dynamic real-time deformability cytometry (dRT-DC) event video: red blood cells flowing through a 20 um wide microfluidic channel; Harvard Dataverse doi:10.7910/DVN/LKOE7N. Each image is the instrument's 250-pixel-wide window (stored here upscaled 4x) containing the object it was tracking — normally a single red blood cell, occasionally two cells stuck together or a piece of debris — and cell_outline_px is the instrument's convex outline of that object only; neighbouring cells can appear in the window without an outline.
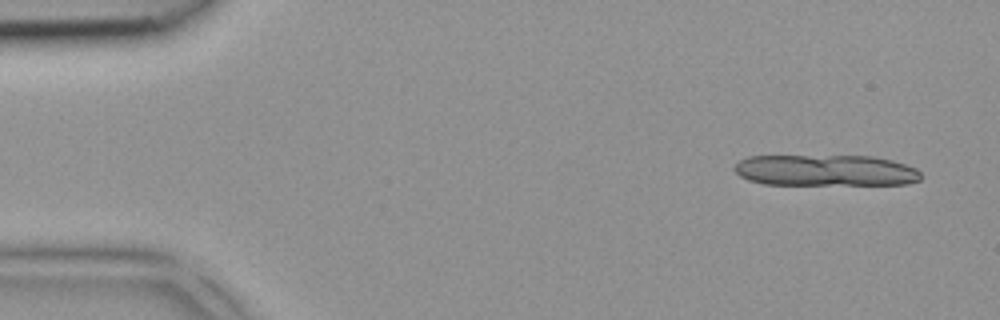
{"species": "common noctule bat (a hibernating species)", "species_latin": "Nyctalus noctula", "temperature_condition": "room temperature", "stored_images_in_passage": 3, "camera_frame_rate_fps": 3000, "um_per_image_px": 0.085, "animal": {"sex": "female", "body_mass_g": 18.4}, "frame": {"image": 1, "passage_image": 1, "time_ms": 0.0, "image_size_px": [1000, 320], "cell_outline_px": [[924, 176], [920, 180], [908, 184], [764, 184], [748, 180], [740, 176], [732, 168], [740, 160], [748, 156], [872, 156], [892, 160], [916, 168]], "centroid_in_image_um": [70.18, 14.48], "position_along_channel_um": 14.8, "area_um2": 34.04}}